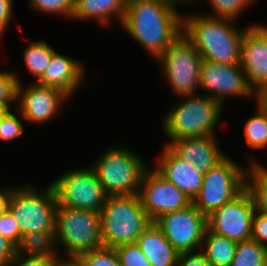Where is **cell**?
<instances>
[{
	"mask_svg": "<svg viewBox=\"0 0 267 266\" xmlns=\"http://www.w3.org/2000/svg\"><path fill=\"white\" fill-rule=\"evenodd\" d=\"M121 24L155 60L183 33L177 8L156 0H127Z\"/></svg>",
	"mask_w": 267,
	"mask_h": 266,
	"instance_id": "obj_1",
	"label": "cell"
},
{
	"mask_svg": "<svg viewBox=\"0 0 267 266\" xmlns=\"http://www.w3.org/2000/svg\"><path fill=\"white\" fill-rule=\"evenodd\" d=\"M235 20L199 14L183 16V34L203 59L222 64H240L245 31L233 27Z\"/></svg>",
	"mask_w": 267,
	"mask_h": 266,
	"instance_id": "obj_2",
	"label": "cell"
},
{
	"mask_svg": "<svg viewBox=\"0 0 267 266\" xmlns=\"http://www.w3.org/2000/svg\"><path fill=\"white\" fill-rule=\"evenodd\" d=\"M104 247L136 243L152 223L138 194L108 196L100 212Z\"/></svg>",
	"mask_w": 267,
	"mask_h": 266,
	"instance_id": "obj_3",
	"label": "cell"
},
{
	"mask_svg": "<svg viewBox=\"0 0 267 266\" xmlns=\"http://www.w3.org/2000/svg\"><path fill=\"white\" fill-rule=\"evenodd\" d=\"M184 102L167 113L163 131L169 140L214 135L223 106L207 96H183ZM186 99V100H185Z\"/></svg>",
	"mask_w": 267,
	"mask_h": 266,
	"instance_id": "obj_4",
	"label": "cell"
},
{
	"mask_svg": "<svg viewBox=\"0 0 267 266\" xmlns=\"http://www.w3.org/2000/svg\"><path fill=\"white\" fill-rule=\"evenodd\" d=\"M91 167L108 196L139 193L142 175L148 168L138 154L124 146H114L101 153Z\"/></svg>",
	"mask_w": 267,
	"mask_h": 266,
	"instance_id": "obj_5",
	"label": "cell"
},
{
	"mask_svg": "<svg viewBox=\"0 0 267 266\" xmlns=\"http://www.w3.org/2000/svg\"><path fill=\"white\" fill-rule=\"evenodd\" d=\"M55 241L66 249L68 257L104 247L100 213L58 205Z\"/></svg>",
	"mask_w": 267,
	"mask_h": 266,
	"instance_id": "obj_6",
	"label": "cell"
},
{
	"mask_svg": "<svg viewBox=\"0 0 267 266\" xmlns=\"http://www.w3.org/2000/svg\"><path fill=\"white\" fill-rule=\"evenodd\" d=\"M30 185L13 188L9 211L18 221L21 236L30 232H55L58 207L52 185L43 191Z\"/></svg>",
	"mask_w": 267,
	"mask_h": 266,
	"instance_id": "obj_7",
	"label": "cell"
},
{
	"mask_svg": "<svg viewBox=\"0 0 267 266\" xmlns=\"http://www.w3.org/2000/svg\"><path fill=\"white\" fill-rule=\"evenodd\" d=\"M247 172V168L244 169L226 155L203 174L202 186L192 204L206 217L209 216L247 187Z\"/></svg>",
	"mask_w": 267,
	"mask_h": 266,
	"instance_id": "obj_8",
	"label": "cell"
},
{
	"mask_svg": "<svg viewBox=\"0 0 267 266\" xmlns=\"http://www.w3.org/2000/svg\"><path fill=\"white\" fill-rule=\"evenodd\" d=\"M174 93L180 97L196 95L200 88L202 56L196 46L182 33L156 59Z\"/></svg>",
	"mask_w": 267,
	"mask_h": 266,
	"instance_id": "obj_9",
	"label": "cell"
},
{
	"mask_svg": "<svg viewBox=\"0 0 267 266\" xmlns=\"http://www.w3.org/2000/svg\"><path fill=\"white\" fill-rule=\"evenodd\" d=\"M57 204L100 213L108 195L92 167L65 172L52 182Z\"/></svg>",
	"mask_w": 267,
	"mask_h": 266,
	"instance_id": "obj_10",
	"label": "cell"
},
{
	"mask_svg": "<svg viewBox=\"0 0 267 266\" xmlns=\"http://www.w3.org/2000/svg\"><path fill=\"white\" fill-rule=\"evenodd\" d=\"M256 210L254 198L246 187L238 196L207 216V228L235 242L249 240Z\"/></svg>",
	"mask_w": 267,
	"mask_h": 266,
	"instance_id": "obj_11",
	"label": "cell"
},
{
	"mask_svg": "<svg viewBox=\"0 0 267 266\" xmlns=\"http://www.w3.org/2000/svg\"><path fill=\"white\" fill-rule=\"evenodd\" d=\"M154 223L179 254L195 253L202 246L207 217L190 204L186 208L162 215Z\"/></svg>",
	"mask_w": 267,
	"mask_h": 266,
	"instance_id": "obj_12",
	"label": "cell"
},
{
	"mask_svg": "<svg viewBox=\"0 0 267 266\" xmlns=\"http://www.w3.org/2000/svg\"><path fill=\"white\" fill-rule=\"evenodd\" d=\"M149 169L147 168L142 175L138 195L142 207L152 222L164 214L192 204V201L174 184L167 181L154 168Z\"/></svg>",
	"mask_w": 267,
	"mask_h": 266,
	"instance_id": "obj_13",
	"label": "cell"
},
{
	"mask_svg": "<svg viewBox=\"0 0 267 266\" xmlns=\"http://www.w3.org/2000/svg\"><path fill=\"white\" fill-rule=\"evenodd\" d=\"M200 88L209 92L208 97L223 106L224 99L229 95L244 96L246 98L258 95L248 84L240 64L215 63L202 60L200 69Z\"/></svg>",
	"mask_w": 267,
	"mask_h": 266,
	"instance_id": "obj_14",
	"label": "cell"
},
{
	"mask_svg": "<svg viewBox=\"0 0 267 266\" xmlns=\"http://www.w3.org/2000/svg\"><path fill=\"white\" fill-rule=\"evenodd\" d=\"M240 65L258 98L267 94V26L251 25L244 33Z\"/></svg>",
	"mask_w": 267,
	"mask_h": 266,
	"instance_id": "obj_15",
	"label": "cell"
},
{
	"mask_svg": "<svg viewBox=\"0 0 267 266\" xmlns=\"http://www.w3.org/2000/svg\"><path fill=\"white\" fill-rule=\"evenodd\" d=\"M70 98L63 91L34 82L22 88L19 82L17 90V111L23 120L30 123L48 122L58 113L60 105Z\"/></svg>",
	"mask_w": 267,
	"mask_h": 266,
	"instance_id": "obj_16",
	"label": "cell"
},
{
	"mask_svg": "<svg viewBox=\"0 0 267 266\" xmlns=\"http://www.w3.org/2000/svg\"><path fill=\"white\" fill-rule=\"evenodd\" d=\"M215 135L168 140L165 145L180 159L193 164L206 174L226 154L218 148Z\"/></svg>",
	"mask_w": 267,
	"mask_h": 266,
	"instance_id": "obj_17",
	"label": "cell"
},
{
	"mask_svg": "<svg viewBox=\"0 0 267 266\" xmlns=\"http://www.w3.org/2000/svg\"><path fill=\"white\" fill-rule=\"evenodd\" d=\"M160 155L154 169L193 201L202 186L203 174L193 164L177 157L166 145Z\"/></svg>",
	"mask_w": 267,
	"mask_h": 266,
	"instance_id": "obj_18",
	"label": "cell"
},
{
	"mask_svg": "<svg viewBox=\"0 0 267 266\" xmlns=\"http://www.w3.org/2000/svg\"><path fill=\"white\" fill-rule=\"evenodd\" d=\"M83 68L78 61L55 51L48 67L36 82L40 85L57 88L71 97L85 80Z\"/></svg>",
	"mask_w": 267,
	"mask_h": 266,
	"instance_id": "obj_19",
	"label": "cell"
},
{
	"mask_svg": "<svg viewBox=\"0 0 267 266\" xmlns=\"http://www.w3.org/2000/svg\"><path fill=\"white\" fill-rule=\"evenodd\" d=\"M152 266H177L179 253L152 222L136 241Z\"/></svg>",
	"mask_w": 267,
	"mask_h": 266,
	"instance_id": "obj_20",
	"label": "cell"
},
{
	"mask_svg": "<svg viewBox=\"0 0 267 266\" xmlns=\"http://www.w3.org/2000/svg\"><path fill=\"white\" fill-rule=\"evenodd\" d=\"M127 0H75L72 19H94L103 25H108L116 16L122 23Z\"/></svg>",
	"mask_w": 267,
	"mask_h": 266,
	"instance_id": "obj_21",
	"label": "cell"
},
{
	"mask_svg": "<svg viewBox=\"0 0 267 266\" xmlns=\"http://www.w3.org/2000/svg\"><path fill=\"white\" fill-rule=\"evenodd\" d=\"M202 244L205 246L202 253L211 266H230L235 256L237 242L206 228Z\"/></svg>",
	"mask_w": 267,
	"mask_h": 266,
	"instance_id": "obj_22",
	"label": "cell"
},
{
	"mask_svg": "<svg viewBox=\"0 0 267 266\" xmlns=\"http://www.w3.org/2000/svg\"><path fill=\"white\" fill-rule=\"evenodd\" d=\"M55 232H30L21 236L16 253L23 255L59 257Z\"/></svg>",
	"mask_w": 267,
	"mask_h": 266,
	"instance_id": "obj_23",
	"label": "cell"
},
{
	"mask_svg": "<svg viewBox=\"0 0 267 266\" xmlns=\"http://www.w3.org/2000/svg\"><path fill=\"white\" fill-rule=\"evenodd\" d=\"M256 115L250 117L244 126L245 141L250 148H267V104L262 99L257 100Z\"/></svg>",
	"mask_w": 267,
	"mask_h": 266,
	"instance_id": "obj_24",
	"label": "cell"
},
{
	"mask_svg": "<svg viewBox=\"0 0 267 266\" xmlns=\"http://www.w3.org/2000/svg\"><path fill=\"white\" fill-rule=\"evenodd\" d=\"M247 172V188L251 192L256 208L267 214V168L255 160Z\"/></svg>",
	"mask_w": 267,
	"mask_h": 266,
	"instance_id": "obj_25",
	"label": "cell"
},
{
	"mask_svg": "<svg viewBox=\"0 0 267 266\" xmlns=\"http://www.w3.org/2000/svg\"><path fill=\"white\" fill-rule=\"evenodd\" d=\"M54 52L55 50L43 40L30 43L24 50V62L36 80L43 75Z\"/></svg>",
	"mask_w": 267,
	"mask_h": 266,
	"instance_id": "obj_26",
	"label": "cell"
},
{
	"mask_svg": "<svg viewBox=\"0 0 267 266\" xmlns=\"http://www.w3.org/2000/svg\"><path fill=\"white\" fill-rule=\"evenodd\" d=\"M230 266H267V247L252 239L237 242Z\"/></svg>",
	"mask_w": 267,
	"mask_h": 266,
	"instance_id": "obj_27",
	"label": "cell"
},
{
	"mask_svg": "<svg viewBox=\"0 0 267 266\" xmlns=\"http://www.w3.org/2000/svg\"><path fill=\"white\" fill-rule=\"evenodd\" d=\"M196 0H191L193 3ZM214 14L213 17L227 18L236 20L241 12L244 11L249 5L255 3V0H209Z\"/></svg>",
	"mask_w": 267,
	"mask_h": 266,
	"instance_id": "obj_28",
	"label": "cell"
},
{
	"mask_svg": "<svg viewBox=\"0 0 267 266\" xmlns=\"http://www.w3.org/2000/svg\"><path fill=\"white\" fill-rule=\"evenodd\" d=\"M85 266H121L114 248L102 247L78 256Z\"/></svg>",
	"mask_w": 267,
	"mask_h": 266,
	"instance_id": "obj_29",
	"label": "cell"
},
{
	"mask_svg": "<svg viewBox=\"0 0 267 266\" xmlns=\"http://www.w3.org/2000/svg\"><path fill=\"white\" fill-rule=\"evenodd\" d=\"M33 9L43 13L63 15L72 19L74 12V0H30Z\"/></svg>",
	"mask_w": 267,
	"mask_h": 266,
	"instance_id": "obj_30",
	"label": "cell"
},
{
	"mask_svg": "<svg viewBox=\"0 0 267 266\" xmlns=\"http://www.w3.org/2000/svg\"><path fill=\"white\" fill-rule=\"evenodd\" d=\"M114 249L121 266H152L137 243L119 245Z\"/></svg>",
	"mask_w": 267,
	"mask_h": 266,
	"instance_id": "obj_31",
	"label": "cell"
},
{
	"mask_svg": "<svg viewBox=\"0 0 267 266\" xmlns=\"http://www.w3.org/2000/svg\"><path fill=\"white\" fill-rule=\"evenodd\" d=\"M19 82L18 76L13 72H0V103L8 109L11 103L17 101Z\"/></svg>",
	"mask_w": 267,
	"mask_h": 266,
	"instance_id": "obj_32",
	"label": "cell"
},
{
	"mask_svg": "<svg viewBox=\"0 0 267 266\" xmlns=\"http://www.w3.org/2000/svg\"><path fill=\"white\" fill-rule=\"evenodd\" d=\"M11 110H8L0 118V140L12 141L15 138L22 136L24 133V127L14 115Z\"/></svg>",
	"mask_w": 267,
	"mask_h": 266,
	"instance_id": "obj_33",
	"label": "cell"
},
{
	"mask_svg": "<svg viewBox=\"0 0 267 266\" xmlns=\"http://www.w3.org/2000/svg\"><path fill=\"white\" fill-rule=\"evenodd\" d=\"M0 235L7 238L15 246L19 244L21 239L18 221L9 210L0 215Z\"/></svg>",
	"mask_w": 267,
	"mask_h": 266,
	"instance_id": "obj_34",
	"label": "cell"
},
{
	"mask_svg": "<svg viewBox=\"0 0 267 266\" xmlns=\"http://www.w3.org/2000/svg\"><path fill=\"white\" fill-rule=\"evenodd\" d=\"M56 261L57 257L23 255L16 253L7 266H55Z\"/></svg>",
	"mask_w": 267,
	"mask_h": 266,
	"instance_id": "obj_35",
	"label": "cell"
},
{
	"mask_svg": "<svg viewBox=\"0 0 267 266\" xmlns=\"http://www.w3.org/2000/svg\"><path fill=\"white\" fill-rule=\"evenodd\" d=\"M251 239L267 247V214L256 210Z\"/></svg>",
	"mask_w": 267,
	"mask_h": 266,
	"instance_id": "obj_36",
	"label": "cell"
},
{
	"mask_svg": "<svg viewBox=\"0 0 267 266\" xmlns=\"http://www.w3.org/2000/svg\"><path fill=\"white\" fill-rule=\"evenodd\" d=\"M192 253V254H191ZM177 266H211L202 252H184L178 257Z\"/></svg>",
	"mask_w": 267,
	"mask_h": 266,
	"instance_id": "obj_37",
	"label": "cell"
},
{
	"mask_svg": "<svg viewBox=\"0 0 267 266\" xmlns=\"http://www.w3.org/2000/svg\"><path fill=\"white\" fill-rule=\"evenodd\" d=\"M16 254V246L0 235V266H7Z\"/></svg>",
	"mask_w": 267,
	"mask_h": 266,
	"instance_id": "obj_38",
	"label": "cell"
},
{
	"mask_svg": "<svg viewBox=\"0 0 267 266\" xmlns=\"http://www.w3.org/2000/svg\"><path fill=\"white\" fill-rule=\"evenodd\" d=\"M12 4L13 0H0V36L10 23Z\"/></svg>",
	"mask_w": 267,
	"mask_h": 266,
	"instance_id": "obj_39",
	"label": "cell"
},
{
	"mask_svg": "<svg viewBox=\"0 0 267 266\" xmlns=\"http://www.w3.org/2000/svg\"><path fill=\"white\" fill-rule=\"evenodd\" d=\"M13 188H4L0 191V215L9 210V201L11 198Z\"/></svg>",
	"mask_w": 267,
	"mask_h": 266,
	"instance_id": "obj_40",
	"label": "cell"
},
{
	"mask_svg": "<svg viewBox=\"0 0 267 266\" xmlns=\"http://www.w3.org/2000/svg\"><path fill=\"white\" fill-rule=\"evenodd\" d=\"M55 266H85L82 260L77 256H69V258L64 259V257H57Z\"/></svg>",
	"mask_w": 267,
	"mask_h": 266,
	"instance_id": "obj_41",
	"label": "cell"
},
{
	"mask_svg": "<svg viewBox=\"0 0 267 266\" xmlns=\"http://www.w3.org/2000/svg\"><path fill=\"white\" fill-rule=\"evenodd\" d=\"M156 1H159V2H162V3H167L169 4L170 6L176 8L175 6L178 5V4H187L188 2L191 3V0H156ZM188 1V2H187Z\"/></svg>",
	"mask_w": 267,
	"mask_h": 266,
	"instance_id": "obj_42",
	"label": "cell"
},
{
	"mask_svg": "<svg viewBox=\"0 0 267 266\" xmlns=\"http://www.w3.org/2000/svg\"><path fill=\"white\" fill-rule=\"evenodd\" d=\"M10 109H8L4 104L0 103V118Z\"/></svg>",
	"mask_w": 267,
	"mask_h": 266,
	"instance_id": "obj_43",
	"label": "cell"
},
{
	"mask_svg": "<svg viewBox=\"0 0 267 266\" xmlns=\"http://www.w3.org/2000/svg\"><path fill=\"white\" fill-rule=\"evenodd\" d=\"M262 99L266 102L267 104V94L265 96L262 97Z\"/></svg>",
	"mask_w": 267,
	"mask_h": 266,
	"instance_id": "obj_44",
	"label": "cell"
}]
</instances>
